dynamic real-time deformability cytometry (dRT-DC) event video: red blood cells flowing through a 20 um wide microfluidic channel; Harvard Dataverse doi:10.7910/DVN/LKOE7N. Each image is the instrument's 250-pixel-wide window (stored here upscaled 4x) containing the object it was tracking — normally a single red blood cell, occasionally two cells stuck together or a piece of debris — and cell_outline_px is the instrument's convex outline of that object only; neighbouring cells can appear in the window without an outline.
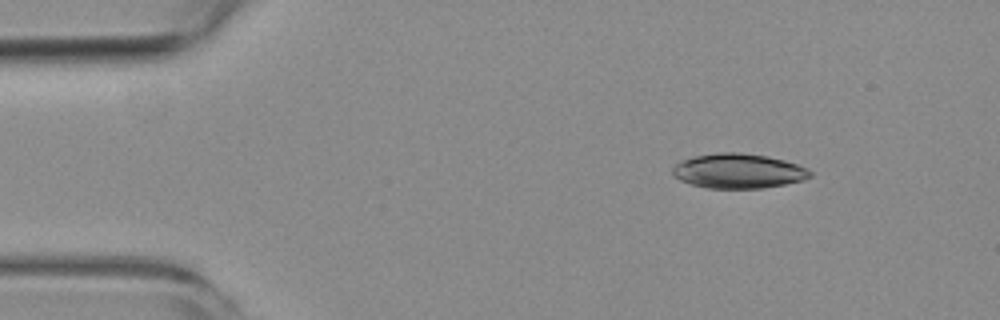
{"species": "common noctule bat (a hibernating species)", "species_latin": "Nyctalus noctula", "temperature_condition": "room temperature", "stored_images_in_passage": 4, "camera_frame_rate_fps": 3000, "um_per_image_px": 0.085, "animal": {"sex": "female", "body_mass_g": 19.3, "forearm_length_mm": 54.1}, "frame": {"image": 1, "passage_image": 1, "time_ms": 0.0, "image_size_px": [1000, 320], "cell_outline_px": [[812, 176], [804, 180], [764, 188], [708, 188], [692, 184], [680, 180], [672, 172], [672, 168], [680, 160], [696, 156], [716, 152], [740, 152], [768, 156], [784, 160], [808, 168], [812, 172]], "centroid_in_image_um": [62.78, 14.53], "position_along_channel_um": 22.2, "area_um2": 27.86}}